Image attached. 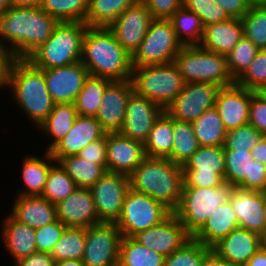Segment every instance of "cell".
Returning <instances> with one entry per match:
<instances>
[{
    "label": "cell",
    "instance_id": "obj_1",
    "mask_svg": "<svg viewBox=\"0 0 266 266\" xmlns=\"http://www.w3.org/2000/svg\"><path fill=\"white\" fill-rule=\"evenodd\" d=\"M58 23L40 7L11 6L0 16V42L19 59H27Z\"/></svg>",
    "mask_w": 266,
    "mask_h": 266
},
{
    "label": "cell",
    "instance_id": "obj_2",
    "mask_svg": "<svg viewBox=\"0 0 266 266\" xmlns=\"http://www.w3.org/2000/svg\"><path fill=\"white\" fill-rule=\"evenodd\" d=\"M81 63L90 76L127 81L133 71L132 56L107 27H88L83 38Z\"/></svg>",
    "mask_w": 266,
    "mask_h": 266
},
{
    "label": "cell",
    "instance_id": "obj_3",
    "mask_svg": "<svg viewBox=\"0 0 266 266\" xmlns=\"http://www.w3.org/2000/svg\"><path fill=\"white\" fill-rule=\"evenodd\" d=\"M8 93L20 113L29 118L36 129L46 120L55 103L47 90L42 69L28 59H18L12 69ZM12 96V97H11Z\"/></svg>",
    "mask_w": 266,
    "mask_h": 266
},
{
    "label": "cell",
    "instance_id": "obj_4",
    "mask_svg": "<svg viewBox=\"0 0 266 266\" xmlns=\"http://www.w3.org/2000/svg\"><path fill=\"white\" fill-rule=\"evenodd\" d=\"M130 188L147 194L174 211L183 187V165L169 158L146 157L129 175Z\"/></svg>",
    "mask_w": 266,
    "mask_h": 266
},
{
    "label": "cell",
    "instance_id": "obj_5",
    "mask_svg": "<svg viewBox=\"0 0 266 266\" xmlns=\"http://www.w3.org/2000/svg\"><path fill=\"white\" fill-rule=\"evenodd\" d=\"M88 25L59 22L51 37L27 59L39 69L63 67L81 61L83 38Z\"/></svg>",
    "mask_w": 266,
    "mask_h": 266
},
{
    "label": "cell",
    "instance_id": "obj_6",
    "mask_svg": "<svg viewBox=\"0 0 266 266\" xmlns=\"http://www.w3.org/2000/svg\"><path fill=\"white\" fill-rule=\"evenodd\" d=\"M174 63L185 83H213L221 88L236 84L228 69L227 56L198 45L183 46Z\"/></svg>",
    "mask_w": 266,
    "mask_h": 266
},
{
    "label": "cell",
    "instance_id": "obj_7",
    "mask_svg": "<svg viewBox=\"0 0 266 266\" xmlns=\"http://www.w3.org/2000/svg\"><path fill=\"white\" fill-rule=\"evenodd\" d=\"M234 189L235 186L226 181L217 187L182 188L179 205L173 214L193 236L218 206L230 200Z\"/></svg>",
    "mask_w": 266,
    "mask_h": 266
},
{
    "label": "cell",
    "instance_id": "obj_8",
    "mask_svg": "<svg viewBox=\"0 0 266 266\" xmlns=\"http://www.w3.org/2000/svg\"><path fill=\"white\" fill-rule=\"evenodd\" d=\"M130 80L136 94L148 98L164 110L186 84L174 62L133 68Z\"/></svg>",
    "mask_w": 266,
    "mask_h": 266
},
{
    "label": "cell",
    "instance_id": "obj_9",
    "mask_svg": "<svg viewBox=\"0 0 266 266\" xmlns=\"http://www.w3.org/2000/svg\"><path fill=\"white\" fill-rule=\"evenodd\" d=\"M182 47L170 20L153 19L139 48L132 55V67L172 63Z\"/></svg>",
    "mask_w": 266,
    "mask_h": 266
},
{
    "label": "cell",
    "instance_id": "obj_10",
    "mask_svg": "<svg viewBox=\"0 0 266 266\" xmlns=\"http://www.w3.org/2000/svg\"><path fill=\"white\" fill-rule=\"evenodd\" d=\"M173 211L147 194L129 189L123 203L121 217L116 223L123 237L160 225Z\"/></svg>",
    "mask_w": 266,
    "mask_h": 266
},
{
    "label": "cell",
    "instance_id": "obj_11",
    "mask_svg": "<svg viewBox=\"0 0 266 266\" xmlns=\"http://www.w3.org/2000/svg\"><path fill=\"white\" fill-rule=\"evenodd\" d=\"M225 176V148L200 146L183 165L182 188H210L221 185Z\"/></svg>",
    "mask_w": 266,
    "mask_h": 266
},
{
    "label": "cell",
    "instance_id": "obj_12",
    "mask_svg": "<svg viewBox=\"0 0 266 266\" xmlns=\"http://www.w3.org/2000/svg\"><path fill=\"white\" fill-rule=\"evenodd\" d=\"M121 231L116 223H99L85 228L84 266H118Z\"/></svg>",
    "mask_w": 266,
    "mask_h": 266
},
{
    "label": "cell",
    "instance_id": "obj_13",
    "mask_svg": "<svg viewBox=\"0 0 266 266\" xmlns=\"http://www.w3.org/2000/svg\"><path fill=\"white\" fill-rule=\"evenodd\" d=\"M89 189L99 221L117 223L121 217L125 196L130 189L129 176L106 171Z\"/></svg>",
    "mask_w": 266,
    "mask_h": 266
},
{
    "label": "cell",
    "instance_id": "obj_14",
    "mask_svg": "<svg viewBox=\"0 0 266 266\" xmlns=\"http://www.w3.org/2000/svg\"><path fill=\"white\" fill-rule=\"evenodd\" d=\"M220 89L213 83H186L164 111L172 118L193 123L206 110L215 107Z\"/></svg>",
    "mask_w": 266,
    "mask_h": 266
},
{
    "label": "cell",
    "instance_id": "obj_15",
    "mask_svg": "<svg viewBox=\"0 0 266 266\" xmlns=\"http://www.w3.org/2000/svg\"><path fill=\"white\" fill-rule=\"evenodd\" d=\"M152 20L148 8L138 1L124 10L107 28L132 56L143 41Z\"/></svg>",
    "mask_w": 266,
    "mask_h": 266
},
{
    "label": "cell",
    "instance_id": "obj_16",
    "mask_svg": "<svg viewBox=\"0 0 266 266\" xmlns=\"http://www.w3.org/2000/svg\"><path fill=\"white\" fill-rule=\"evenodd\" d=\"M133 238L149 249L169 257L192 239V235L172 214L160 225L138 232Z\"/></svg>",
    "mask_w": 266,
    "mask_h": 266
},
{
    "label": "cell",
    "instance_id": "obj_17",
    "mask_svg": "<svg viewBox=\"0 0 266 266\" xmlns=\"http://www.w3.org/2000/svg\"><path fill=\"white\" fill-rule=\"evenodd\" d=\"M42 70L47 90L55 104L74 103L85 80L89 77L88 69L81 61L63 67Z\"/></svg>",
    "mask_w": 266,
    "mask_h": 266
},
{
    "label": "cell",
    "instance_id": "obj_18",
    "mask_svg": "<svg viewBox=\"0 0 266 266\" xmlns=\"http://www.w3.org/2000/svg\"><path fill=\"white\" fill-rule=\"evenodd\" d=\"M163 112L160 105L133 92L127 102L126 115L119 133L144 143Z\"/></svg>",
    "mask_w": 266,
    "mask_h": 266
},
{
    "label": "cell",
    "instance_id": "obj_19",
    "mask_svg": "<svg viewBox=\"0 0 266 266\" xmlns=\"http://www.w3.org/2000/svg\"><path fill=\"white\" fill-rule=\"evenodd\" d=\"M229 201L240 228L261 236L266 233V192L235 187Z\"/></svg>",
    "mask_w": 266,
    "mask_h": 266
},
{
    "label": "cell",
    "instance_id": "obj_20",
    "mask_svg": "<svg viewBox=\"0 0 266 266\" xmlns=\"http://www.w3.org/2000/svg\"><path fill=\"white\" fill-rule=\"evenodd\" d=\"M133 92L131 80L113 81L106 88L95 116L106 133H116L122 128L127 102Z\"/></svg>",
    "mask_w": 266,
    "mask_h": 266
},
{
    "label": "cell",
    "instance_id": "obj_21",
    "mask_svg": "<svg viewBox=\"0 0 266 266\" xmlns=\"http://www.w3.org/2000/svg\"><path fill=\"white\" fill-rule=\"evenodd\" d=\"M106 171L130 175L146 158L144 143L119 132L107 133Z\"/></svg>",
    "mask_w": 266,
    "mask_h": 266
},
{
    "label": "cell",
    "instance_id": "obj_22",
    "mask_svg": "<svg viewBox=\"0 0 266 266\" xmlns=\"http://www.w3.org/2000/svg\"><path fill=\"white\" fill-rule=\"evenodd\" d=\"M106 135L95 117L77 115L72 128L50 150V155L58 162L69 155H77L89 143Z\"/></svg>",
    "mask_w": 266,
    "mask_h": 266
},
{
    "label": "cell",
    "instance_id": "obj_23",
    "mask_svg": "<svg viewBox=\"0 0 266 266\" xmlns=\"http://www.w3.org/2000/svg\"><path fill=\"white\" fill-rule=\"evenodd\" d=\"M56 205L57 219L66 227L88 228L101 223L88 188H78Z\"/></svg>",
    "mask_w": 266,
    "mask_h": 266
},
{
    "label": "cell",
    "instance_id": "obj_24",
    "mask_svg": "<svg viewBox=\"0 0 266 266\" xmlns=\"http://www.w3.org/2000/svg\"><path fill=\"white\" fill-rule=\"evenodd\" d=\"M254 92L237 84L218 91L215 108L219 112L226 131L249 123L251 96Z\"/></svg>",
    "mask_w": 266,
    "mask_h": 266
},
{
    "label": "cell",
    "instance_id": "obj_25",
    "mask_svg": "<svg viewBox=\"0 0 266 266\" xmlns=\"http://www.w3.org/2000/svg\"><path fill=\"white\" fill-rule=\"evenodd\" d=\"M261 247V235L239 227L215 244L212 251L232 266H245Z\"/></svg>",
    "mask_w": 266,
    "mask_h": 266
},
{
    "label": "cell",
    "instance_id": "obj_26",
    "mask_svg": "<svg viewBox=\"0 0 266 266\" xmlns=\"http://www.w3.org/2000/svg\"><path fill=\"white\" fill-rule=\"evenodd\" d=\"M0 225L2 244L6 253L13 259L11 265L37 252L34 228L18 222L10 213L1 221Z\"/></svg>",
    "mask_w": 266,
    "mask_h": 266
},
{
    "label": "cell",
    "instance_id": "obj_27",
    "mask_svg": "<svg viewBox=\"0 0 266 266\" xmlns=\"http://www.w3.org/2000/svg\"><path fill=\"white\" fill-rule=\"evenodd\" d=\"M13 201L9 213L31 228L44 227L58 220L56 205L41 196H14Z\"/></svg>",
    "mask_w": 266,
    "mask_h": 266
},
{
    "label": "cell",
    "instance_id": "obj_28",
    "mask_svg": "<svg viewBox=\"0 0 266 266\" xmlns=\"http://www.w3.org/2000/svg\"><path fill=\"white\" fill-rule=\"evenodd\" d=\"M244 35L241 19L229 18L206 25L198 46L204 50L227 56Z\"/></svg>",
    "mask_w": 266,
    "mask_h": 266
},
{
    "label": "cell",
    "instance_id": "obj_29",
    "mask_svg": "<svg viewBox=\"0 0 266 266\" xmlns=\"http://www.w3.org/2000/svg\"><path fill=\"white\" fill-rule=\"evenodd\" d=\"M23 161L20 163L21 175L18 179L23 184L15 196H40L44 189L47 175L50 168L56 163L49 151H44L42 155L33 153L23 155ZM21 172V173H20ZM21 178V179H20Z\"/></svg>",
    "mask_w": 266,
    "mask_h": 266
},
{
    "label": "cell",
    "instance_id": "obj_30",
    "mask_svg": "<svg viewBox=\"0 0 266 266\" xmlns=\"http://www.w3.org/2000/svg\"><path fill=\"white\" fill-rule=\"evenodd\" d=\"M236 228H239L238 220L230 201H228L214 210L210 218L192 238L212 248Z\"/></svg>",
    "mask_w": 266,
    "mask_h": 266
},
{
    "label": "cell",
    "instance_id": "obj_31",
    "mask_svg": "<svg viewBox=\"0 0 266 266\" xmlns=\"http://www.w3.org/2000/svg\"><path fill=\"white\" fill-rule=\"evenodd\" d=\"M77 115L74 103H58L54 105L46 120L36 129L41 131V135L48 137L47 139L50 140L43 151H49L68 133Z\"/></svg>",
    "mask_w": 266,
    "mask_h": 266
},
{
    "label": "cell",
    "instance_id": "obj_32",
    "mask_svg": "<svg viewBox=\"0 0 266 266\" xmlns=\"http://www.w3.org/2000/svg\"><path fill=\"white\" fill-rule=\"evenodd\" d=\"M173 148V118L165 111L155 121L144 142L146 157L169 158Z\"/></svg>",
    "mask_w": 266,
    "mask_h": 266
},
{
    "label": "cell",
    "instance_id": "obj_33",
    "mask_svg": "<svg viewBox=\"0 0 266 266\" xmlns=\"http://www.w3.org/2000/svg\"><path fill=\"white\" fill-rule=\"evenodd\" d=\"M192 124L201 146L224 145L227 131L215 107L206 110Z\"/></svg>",
    "mask_w": 266,
    "mask_h": 266
},
{
    "label": "cell",
    "instance_id": "obj_34",
    "mask_svg": "<svg viewBox=\"0 0 266 266\" xmlns=\"http://www.w3.org/2000/svg\"><path fill=\"white\" fill-rule=\"evenodd\" d=\"M58 163L73 179L78 188H90L106 172L99 164L92 163L79 155H69L61 158Z\"/></svg>",
    "mask_w": 266,
    "mask_h": 266
},
{
    "label": "cell",
    "instance_id": "obj_35",
    "mask_svg": "<svg viewBox=\"0 0 266 266\" xmlns=\"http://www.w3.org/2000/svg\"><path fill=\"white\" fill-rule=\"evenodd\" d=\"M165 258L133 237H122L118 266H164Z\"/></svg>",
    "mask_w": 266,
    "mask_h": 266
},
{
    "label": "cell",
    "instance_id": "obj_36",
    "mask_svg": "<svg viewBox=\"0 0 266 266\" xmlns=\"http://www.w3.org/2000/svg\"><path fill=\"white\" fill-rule=\"evenodd\" d=\"M139 0H89L86 15L88 27H108L128 7Z\"/></svg>",
    "mask_w": 266,
    "mask_h": 266
},
{
    "label": "cell",
    "instance_id": "obj_37",
    "mask_svg": "<svg viewBox=\"0 0 266 266\" xmlns=\"http://www.w3.org/2000/svg\"><path fill=\"white\" fill-rule=\"evenodd\" d=\"M200 146L193 124L173 118V148L169 159L184 165Z\"/></svg>",
    "mask_w": 266,
    "mask_h": 266
},
{
    "label": "cell",
    "instance_id": "obj_38",
    "mask_svg": "<svg viewBox=\"0 0 266 266\" xmlns=\"http://www.w3.org/2000/svg\"><path fill=\"white\" fill-rule=\"evenodd\" d=\"M112 82L107 78L89 75L74 102L77 114L95 117L101 105L104 92Z\"/></svg>",
    "mask_w": 266,
    "mask_h": 266
},
{
    "label": "cell",
    "instance_id": "obj_39",
    "mask_svg": "<svg viewBox=\"0 0 266 266\" xmlns=\"http://www.w3.org/2000/svg\"><path fill=\"white\" fill-rule=\"evenodd\" d=\"M169 20L173 25L178 40L183 46L199 45L204 26L196 13L182 6Z\"/></svg>",
    "mask_w": 266,
    "mask_h": 266
},
{
    "label": "cell",
    "instance_id": "obj_40",
    "mask_svg": "<svg viewBox=\"0 0 266 266\" xmlns=\"http://www.w3.org/2000/svg\"><path fill=\"white\" fill-rule=\"evenodd\" d=\"M89 0H41L40 8L58 22L86 24Z\"/></svg>",
    "mask_w": 266,
    "mask_h": 266
},
{
    "label": "cell",
    "instance_id": "obj_41",
    "mask_svg": "<svg viewBox=\"0 0 266 266\" xmlns=\"http://www.w3.org/2000/svg\"><path fill=\"white\" fill-rule=\"evenodd\" d=\"M85 244V228L67 227L50 255L55 262L73 259L82 260Z\"/></svg>",
    "mask_w": 266,
    "mask_h": 266
},
{
    "label": "cell",
    "instance_id": "obj_42",
    "mask_svg": "<svg viewBox=\"0 0 266 266\" xmlns=\"http://www.w3.org/2000/svg\"><path fill=\"white\" fill-rule=\"evenodd\" d=\"M77 189L73 179L66 173L62 166L56 162L49 170L47 180L40 195L42 198L57 204L66 199Z\"/></svg>",
    "mask_w": 266,
    "mask_h": 266
},
{
    "label": "cell",
    "instance_id": "obj_43",
    "mask_svg": "<svg viewBox=\"0 0 266 266\" xmlns=\"http://www.w3.org/2000/svg\"><path fill=\"white\" fill-rule=\"evenodd\" d=\"M258 51L256 45L243 35L227 55L228 69L235 82L249 69Z\"/></svg>",
    "mask_w": 266,
    "mask_h": 266
},
{
    "label": "cell",
    "instance_id": "obj_44",
    "mask_svg": "<svg viewBox=\"0 0 266 266\" xmlns=\"http://www.w3.org/2000/svg\"><path fill=\"white\" fill-rule=\"evenodd\" d=\"M241 21L244 36L259 50L266 49V6H251Z\"/></svg>",
    "mask_w": 266,
    "mask_h": 266
},
{
    "label": "cell",
    "instance_id": "obj_45",
    "mask_svg": "<svg viewBox=\"0 0 266 266\" xmlns=\"http://www.w3.org/2000/svg\"><path fill=\"white\" fill-rule=\"evenodd\" d=\"M212 250L193 238L182 248L165 258L164 266H203L206 255Z\"/></svg>",
    "mask_w": 266,
    "mask_h": 266
},
{
    "label": "cell",
    "instance_id": "obj_46",
    "mask_svg": "<svg viewBox=\"0 0 266 266\" xmlns=\"http://www.w3.org/2000/svg\"><path fill=\"white\" fill-rule=\"evenodd\" d=\"M250 159L249 150H225L224 180L235 187L243 180L249 179Z\"/></svg>",
    "mask_w": 266,
    "mask_h": 266
},
{
    "label": "cell",
    "instance_id": "obj_47",
    "mask_svg": "<svg viewBox=\"0 0 266 266\" xmlns=\"http://www.w3.org/2000/svg\"><path fill=\"white\" fill-rule=\"evenodd\" d=\"M182 6L196 13L203 26L223 22L230 18L215 0H182Z\"/></svg>",
    "mask_w": 266,
    "mask_h": 266
},
{
    "label": "cell",
    "instance_id": "obj_48",
    "mask_svg": "<svg viewBox=\"0 0 266 266\" xmlns=\"http://www.w3.org/2000/svg\"><path fill=\"white\" fill-rule=\"evenodd\" d=\"M264 137L254 126L246 124L226 132L225 150H251Z\"/></svg>",
    "mask_w": 266,
    "mask_h": 266
},
{
    "label": "cell",
    "instance_id": "obj_49",
    "mask_svg": "<svg viewBox=\"0 0 266 266\" xmlns=\"http://www.w3.org/2000/svg\"><path fill=\"white\" fill-rule=\"evenodd\" d=\"M236 84L255 92L266 86V49L258 51L249 69Z\"/></svg>",
    "mask_w": 266,
    "mask_h": 266
},
{
    "label": "cell",
    "instance_id": "obj_50",
    "mask_svg": "<svg viewBox=\"0 0 266 266\" xmlns=\"http://www.w3.org/2000/svg\"><path fill=\"white\" fill-rule=\"evenodd\" d=\"M67 227L59 220L35 229L37 252L50 253Z\"/></svg>",
    "mask_w": 266,
    "mask_h": 266
},
{
    "label": "cell",
    "instance_id": "obj_51",
    "mask_svg": "<svg viewBox=\"0 0 266 266\" xmlns=\"http://www.w3.org/2000/svg\"><path fill=\"white\" fill-rule=\"evenodd\" d=\"M236 187L266 192V165L250 159L249 179H243Z\"/></svg>",
    "mask_w": 266,
    "mask_h": 266
},
{
    "label": "cell",
    "instance_id": "obj_52",
    "mask_svg": "<svg viewBox=\"0 0 266 266\" xmlns=\"http://www.w3.org/2000/svg\"><path fill=\"white\" fill-rule=\"evenodd\" d=\"M249 124L266 136V98L259 92L251 96Z\"/></svg>",
    "mask_w": 266,
    "mask_h": 266
},
{
    "label": "cell",
    "instance_id": "obj_53",
    "mask_svg": "<svg viewBox=\"0 0 266 266\" xmlns=\"http://www.w3.org/2000/svg\"><path fill=\"white\" fill-rule=\"evenodd\" d=\"M150 11L153 19L169 20L182 7V0H139Z\"/></svg>",
    "mask_w": 266,
    "mask_h": 266
},
{
    "label": "cell",
    "instance_id": "obj_54",
    "mask_svg": "<svg viewBox=\"0 0 266 266\" xmlns=\"http://www.w3.org/2000/svg\"><path fill=\"white\" fill-rule=\"evenodd\" d=\"M107 133L106 135L92 143H89L77 154L85 160L101 165L106 170L107 163Z\"/></svg>",
    "mask_w": 266,
    "mask_h": 266
},
{
    "label": "cell",
    "instance_id": "obj_55",
    "mask_svg": "<svg viewBox=\"0 0 266 266\" xmlns=\"http://www.w3.org/2000/svg\"><path fill=\"white\" fill-rule=\"evenodd\" d=\"M18 59L19 58L8 49L0 55V90H9L12 69Z\"/></svg>",
    "mask_w": 266,
    "mask_h": 266
},
{
    "label": "cell",
    "instance_id": "obj_56",
    "mask_svg": "<svg viewBox=\"0 0 266 266\" xmlns=\"http://www.w3.org/2000/svg\"><path fill=\"white\" fill-rule=\"evenodd\" d=\"M230 18L241 19L250 9L247 0H215Z\"/></svg>",
    "mask_w": 266,
    "mask_h": 266
},
{
    "label": "cell",
    "instance_id": "obj_57",
    "mask_svg": "<svg viewBox=\"0 0 266 266\" xmlns=\"http://www.w3.org/2000/svg\"><path fill=\"white\" fill-rule=\"evenodd\" d=\"M13 266H55V261L47 252H35L16 261Z\"/></svg>",
    "mask_w": 266,
    "mask_h": 266
},
{
    "label": "cell",
    "instance_id": "obj_58",
    "mask_svg": "<svg viewBox=\"0 0 266 266\" xmlns=\"http://www.w3.org/2000/svg\"><path fill=\"white\" fill-rule=\"evenodd\" d=\"M251 156L257 162L266 165V136H264L251 150Z\"/></svg>",
    "mask_w": 266,
    "mask_h": 266
},
{
    "label": "cell",
    "instance_id": "obj_59",
    "mask_svg": "<svg viewBox=\"0 0 266 266\" xmlns=\"http://www.w3.org/2000/svg\"><path fill=\"white\" fill-rule=\"evenodd\" d=\"M203 266H232L224 259L220 258L214 251H210L203 262Z\"/></svg>",
    "mask_w": 266,
    "mask_h": 266
},
{
    "label": "cell",
    "instance_id": "obj_60",
    "mask_svg": "<svg viewBox=\"0 0 266 266\" xmlns=\"http://www.w3.org/2000/svg\"><path fill=\"white\" fill-rule=\"evenodd\" d=\"M245 266H266V250L261 247Z\"/></svg>",
    "mask_w": 266,
    "mask_h": 266
},
{
    "label": "cell",
    "instance_id": "obj_61",
    "mask_svg": "<svg viewBox=\"0 0 266 266\" xmlns=\"http://www.w3.org/2000/svg\"><path fill=\"white\" fill-rule=\"evenodd\" d=\"M41 0H12L13 7H39Z\"/></svg>",
    "mask_w": 266,
    "mask_h": 266
},
{
    "label": "cell",
    "instance_id": "obj_62",
    "mask_svg": "<svg viewBox=\"0 0 266 266\" xmlns=\"http://www.w3.org/2000/svg\"><path fill=\"white\" fill-rule=\"evenodd\" d=\"M55 266H84L81 260H61L55 262Z\"/></svg>",
    "mask_w": 266,
    "mask_h": 266
},
{
    "label": "cell",
    "instance_id": "obj_63",
    "mask_svg": "<svg viewBox=\"0 0 266 266\" xmlns=\"http://www.w3.org/2000/svg\"><path fill=\"white\" fill-rule=\"evenodd\" d=\"M12 6V0H0V16Z\"/></svg>",
    "mask_w": 266,
    "mask_h": 266
},
{
    "label": "cell",
    "instance_id": "obj_64",
    "mask_svg": "<svg viewBox=\"0 0 266 266\" xmlns=\"http://www.w3.org/2000/svg\"><path fill=\"white\" fill-rule=\"evenodd\" d=\"M250 6H266V0H247Z\"/></svg>",
    "mask_w": 266,
    "mask_h": 266
},
{
    "label": "cell",
    "instance_id": "obj_65",
    "mask_svg": "<svg viewBox=\"0 0 266 266\" xmlns=\"http://www.w3.org/2000/svg\"><path fill=\"white\" fill-rule=\"evenodd\" d=\"M262 247L266 250V233L262 236Z\"/></svg>",
    "mask_w": 266,
    "mask_h": 266
},
{
    "label": "cell",
    "instance_id": "obj_66",
    "mask_svg": "<svg viewBox=\"0 0 266 266\" xmlns=\"http://www.w3.org/2000/svg\"><path fill=\"white\" fill-rule=\"evenodd\" d=\"M260 94H262L266 98V86H264L260 91Z\"/></svg>",
    "mask_w": 266,
    "mask_h": 266
},
{
    "label": "cell",
    "instance_id": "obj_67",
    "mask_svg": "<svg viewBox=\"0 0 266 266\" xmlns=\"http://www.w3.org/2000/svg\"><path fill=\"white\" fill-rule=\"evenodd\" d=\"M7 48L0 42V55L6 50Z\"/></svg>",
    "mask_w": 266,
    "mask_h": 266
}]
</instances>
